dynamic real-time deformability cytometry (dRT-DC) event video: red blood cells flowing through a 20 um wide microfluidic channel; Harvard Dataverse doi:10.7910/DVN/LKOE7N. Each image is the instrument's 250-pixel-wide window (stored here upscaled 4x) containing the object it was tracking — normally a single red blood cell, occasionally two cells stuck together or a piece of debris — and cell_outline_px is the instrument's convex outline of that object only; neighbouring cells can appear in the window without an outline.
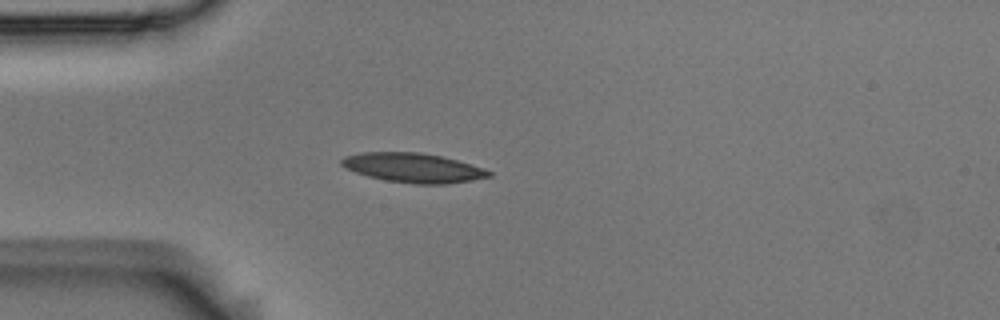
{"species": "Egyptian fruit bat (a non-hibernating species)", "species_latin": "Rousettus aegyptiacus", "temperature_condition": "room temperature", "stored_images_in_passage": 46, "camera_frame_rate_fps": 3000, "um_per_image_px": 0.085, "animal": {"sex": "male"}, "frame": {"image": 1, "passage_image": 7, "time_ms": 2.0, "image_size_px": [1000, 320], "cell_outline_px": [[492, 176], [472, 180], [448, 184], [416, 184], [384, 180], [368, 176], [356, 172], [340, 164], [340, 160], [344, 156], [360, 152], [420, 152], [440, 156], [456, 160], [492, 172]], "centroid_in_image_um": [35.08, 14.26], "position_along_channel_um": 49.9, "area_um2": 25.03}}
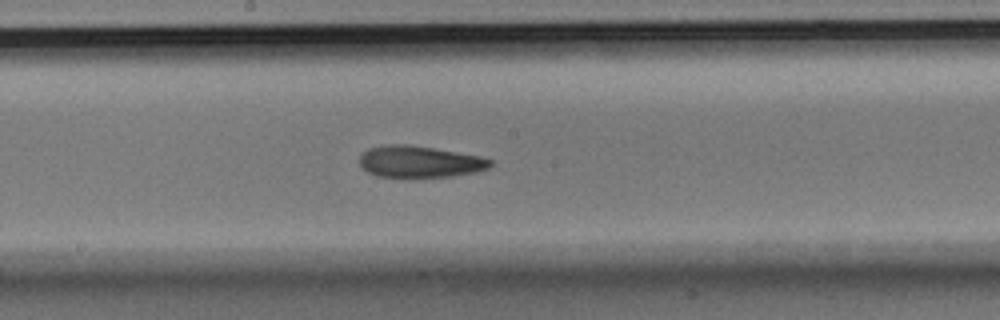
{"frame": {"image": 2, "passage_image": 21, "time_ms": 6.667, "image_size_px": [1000, 320], "cell_outline_px": [[492, 164], [488, 168], [476, 172], [452, 176], [404, 180], [376, 176], [368, 172], [360, 164], [360, 156], [368, 148], [388, 144], [408, 144], [480, 156], [492, 160]], "centroid_in_image_um": [35.64, 13.79], "position_along_channel_um": 212.6, "area_um2": 24.8}}
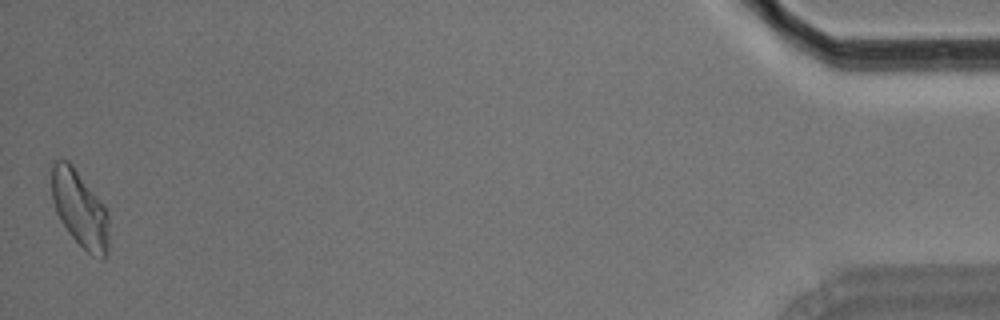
{"frame": {"image": 3, "passage_image": 46, "time_ms": 15.0, "image_size_px": [1000, 320], "cell_outline_px": [[108, 248], [104, 260], [92, 256], [68, 232], [60, 220], [56, 212], [52, 200], [52, 164], [56, 160], [68, 160], [72, 164], [104, 204], [108, 212]], "centroid_in_image_um": [6.79, 17.76], "position_along_channel_um": 428.4, "area_um2": 25.49}, "authors_computed_cell_mechanics": {"area_um2": 24.4783, "velocity_mm_per_s": 3.707, "shape_relaxation_time_tau1_ms": 6.0646, "shape_relaxation_time_tau2_ms": 4.6523, "deformation_change_tau1": 0.1585, "deformation_change_tau2": 0.1253}}